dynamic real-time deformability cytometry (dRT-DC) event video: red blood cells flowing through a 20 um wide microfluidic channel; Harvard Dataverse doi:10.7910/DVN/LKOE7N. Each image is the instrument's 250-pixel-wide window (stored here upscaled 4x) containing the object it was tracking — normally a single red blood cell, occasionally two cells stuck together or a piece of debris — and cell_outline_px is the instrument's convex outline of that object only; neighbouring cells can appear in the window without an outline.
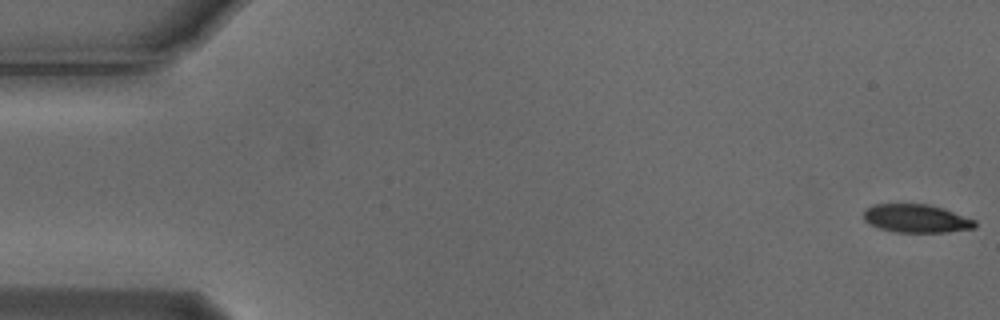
{"species": "Egyptian fruit bat (a non-hibernating species)", "species_latin": "Rousettus aegyptiacus", "temperature_condition": "cold", "stored_images_in_passage": 9, "camera_frame_rate_fps": 3000, "um_per_image_px": 0.085, "animal": {"sex": "male"}, "frame": {"image": 1, "passage_image": 1, "time_ms": 0.0, "image_size_px": [1000, 320], "cell_outline_px": [[976, 228], [948, 232], [896, 232], [880, 228], [868, 224], [864, 220], [864, 208], [872, 204], [928, 204], [944, 208], [976, 220]], "centroid_in_image_um": [77.88, 18.56], "position_along_channel_um": 7.1, "area_um2": 18.55}}
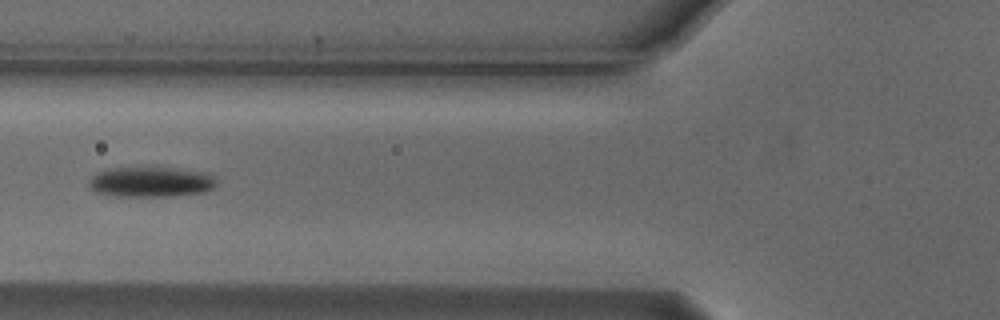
{"frame": {"image": 2, "passage_image": 6, "time_ms": 1.667, "image_size_px": [1000, 320], "cell_outline_px": [[216, 184], [212, 188], [204, 192], [172, 196], [116, 196], [96, 192], [88, 188], [88, 180], [96, 172], [112, 168], [172, 168], [204, 172], [212, 176], [216, 180]], "centroid_in_image_um": [12.77, 15.47], "position_along_channel_um": 113.0, "area_um2": 22.37}}
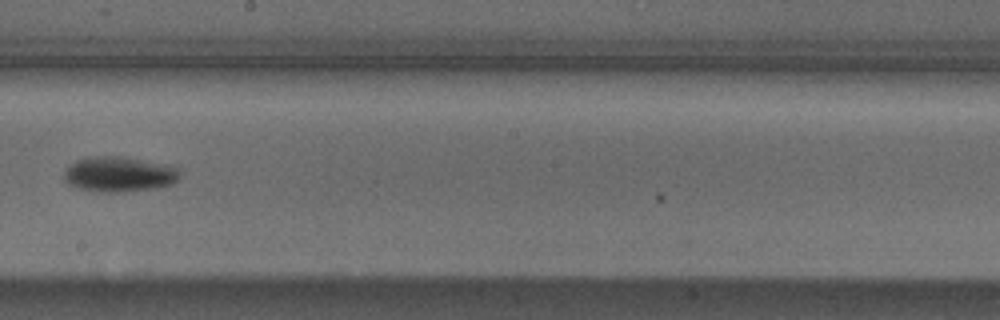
{"frame": {"image": 3, "passage_image": 9, "time_ms": 2.667, "image_size_px": [1000, 320], "cell_outline_px": [[180, 176], [172, 184], [160, 188], [120, 192], [96, 192], [80, 188], [68, 184], [64, 180], [64, 172], [76, 160], [96, 156], [116, 156], [168, 164], [176, 168], [180, 172]], "centroid_in_image_um": [10.15, 14.82], "position_along_channel_um": 238.1, "area_um2": 23.7}}